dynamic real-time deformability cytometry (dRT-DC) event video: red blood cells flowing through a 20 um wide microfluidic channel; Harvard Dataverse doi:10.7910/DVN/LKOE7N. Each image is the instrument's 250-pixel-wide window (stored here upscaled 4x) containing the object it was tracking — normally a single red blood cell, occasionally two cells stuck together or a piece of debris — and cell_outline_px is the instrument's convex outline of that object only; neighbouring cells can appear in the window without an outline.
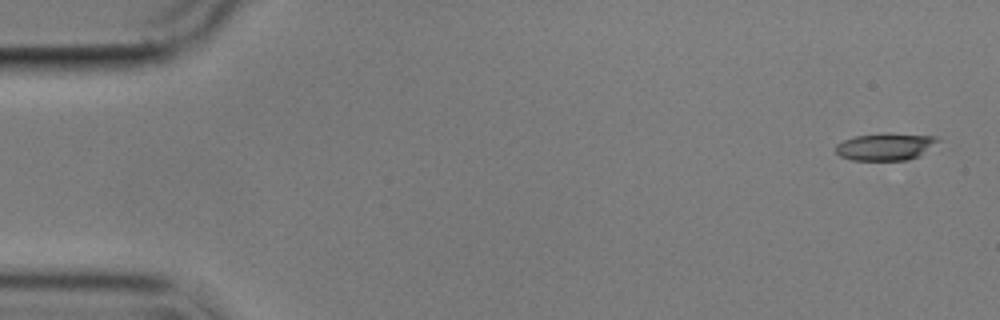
{"species": "common noctule bat (a hibernating species)", "species_latin": "Nyctalus noctula", "temperature_condition": "cold", "stored_images_in_passage": 6, "camera_frame_rate_fps": 3000, "um_per_image_px": 0.085, "animal": {"sex": "male", "body_mass_g": 17.9}, "frame": {"image": 1, "passage_image": 1, "time_ms": 0.0, "image_size_px": [1000, 320], "cell_outline_px": [[940, 140], [920, 156], [908, 160], [852, 160], [840, 156], [836, 152], [836, 144], [844, 140], [856, 136], [936, 136]], "centroid_in_image_um": [75.23, 12.53], "position_along_channel_um": 9.8, "area_um2": 15.2}}
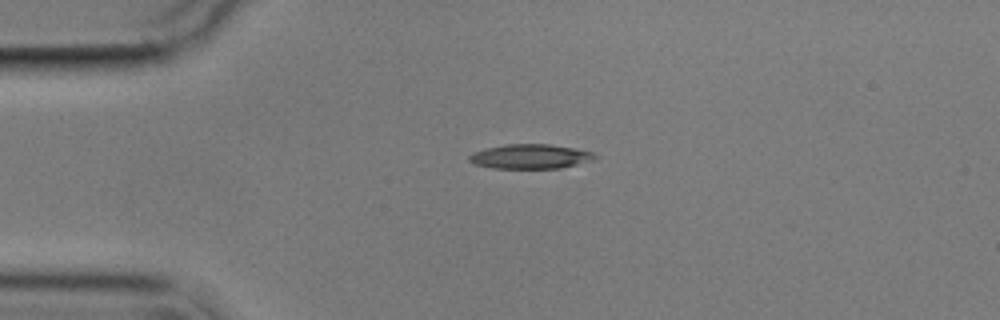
{"frame": {"image": 2, "passage_image": 4, "time_ms": 3.667, "image_size_px": [1000, 320], "cell_outline_px": [[600, 156], [592, 160], [560, 168], [492, 168], [472, 164], [468, 160], [468, 156], [484, 148], [508, 144], [548, 144], [576, 148], [592, 152]], "centroid_in_image_um": [45.07, 13.3], "position_along_channel_um": 39.9, "area_um2": 17.98}}